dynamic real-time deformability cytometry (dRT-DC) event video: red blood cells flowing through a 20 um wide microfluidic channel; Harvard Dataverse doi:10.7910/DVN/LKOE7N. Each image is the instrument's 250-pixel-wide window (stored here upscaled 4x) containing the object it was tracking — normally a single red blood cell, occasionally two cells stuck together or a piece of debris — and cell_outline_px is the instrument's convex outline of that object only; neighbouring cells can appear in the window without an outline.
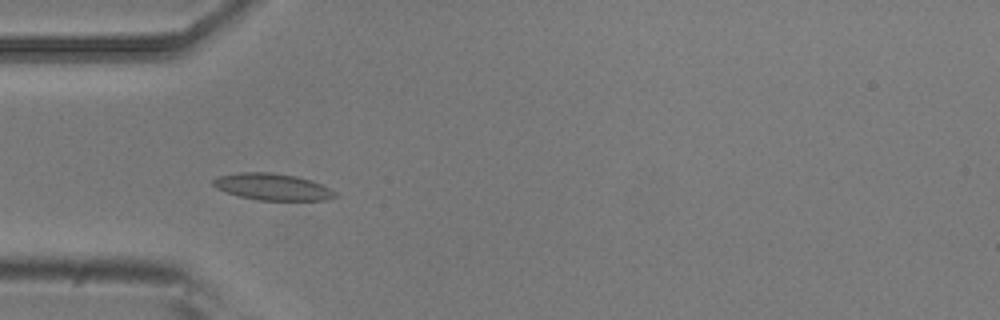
{"species": "common noctule bat (a hibernating species)", "species_latin": "Nyctalus noctula", "temperature_condition": "room temperature", "stored_images_in_passage": 5, "camera_frame_rate_fps": 3000, "um_per_image_px": 0.085, "animal": {"sex": "male", "body_mass_g": 20.5, "forearm_length_mm": 52.5}, "frame": {"image": 1, "passage_image": 4, "time_ms": 1.0, "image_size_px": [1000, 320], "cell_outline_px": [[340, 196], [324, 200], [256, 200], [240, 196], [216, 188], [212, 184], [212, 180], [216, 176], [240, 172], [272, 172], [296, 176], [312, 180], [336, 192]], "centroid_in_image_um": [23.16, 15.87], "position_along_channel_um": 61.8, "area_um2": 19.02}}
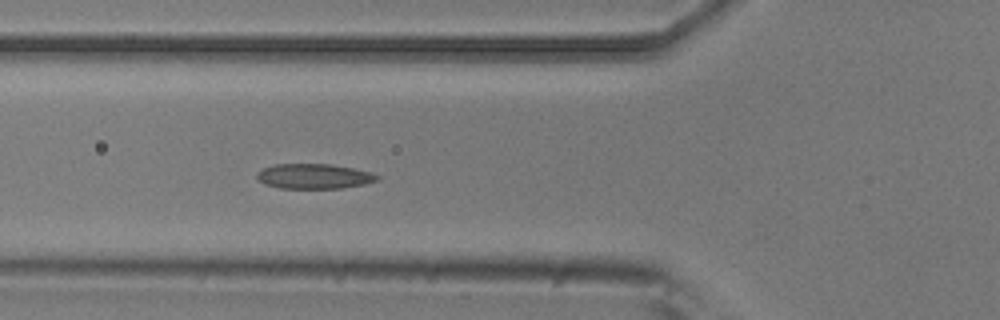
{"frame": {"image": 2, "passage_image": 5, "time_ms": 1.333, "image_size_px": [1000, 320], "cell_outline_px": [[380, 180], [364, 184], [344, 188], [280, 188], [264, 184], [256, 176], [256, 172], [264, 168], [276, 164], [332, 164], [352, 168], [368, 172], [380, 176]], "centroid_in_image_um": [26.7, 14.98], "position_along_channel_um": 99.1, "area_um2": 17.46}}